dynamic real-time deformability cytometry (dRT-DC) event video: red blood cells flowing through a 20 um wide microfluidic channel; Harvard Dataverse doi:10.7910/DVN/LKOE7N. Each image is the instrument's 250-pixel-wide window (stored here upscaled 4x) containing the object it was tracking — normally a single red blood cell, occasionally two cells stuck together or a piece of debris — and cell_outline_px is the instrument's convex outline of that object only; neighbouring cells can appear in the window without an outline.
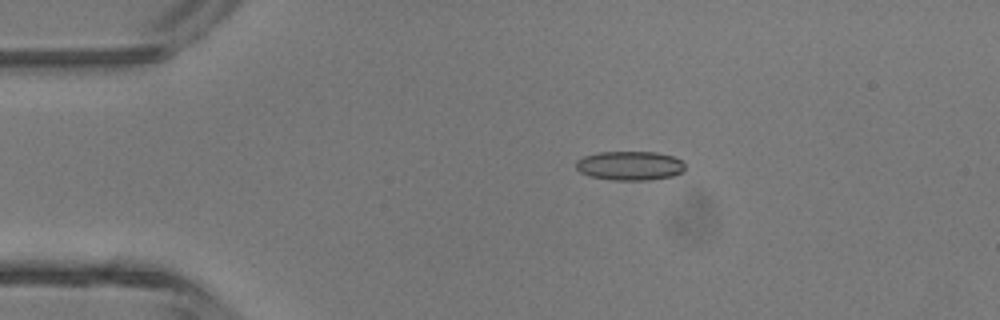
{"species": "common noctule bat (a hibernating species)", "species_latin": "Nyctalus noctula", "temperature_condition": "room temperature", "stored_images_in_passage": 4, "camera_frame_rate_fps": 3000, "um_per_image_px": 0.085, "animal": {"sex": "male", "body_mass_g": 13.3}, "frame": {"image": 1, "passage_image": 3, "time_ms": 2.333, "image_size_px": [1000, 320], "cell_outline_px": [[684, 172], [672, 176], [648, 180], [612, 180], [588, 176], [580, 172], [576, 168], [576, 160], [584, 156], [596, 152], [656, 152], [672, 156], [680, 160], [684, 164]], "centroid_in_image_um": [53.51, 14.08], "position_along_channel_um": 31.5, "area_um2": 18.61}}